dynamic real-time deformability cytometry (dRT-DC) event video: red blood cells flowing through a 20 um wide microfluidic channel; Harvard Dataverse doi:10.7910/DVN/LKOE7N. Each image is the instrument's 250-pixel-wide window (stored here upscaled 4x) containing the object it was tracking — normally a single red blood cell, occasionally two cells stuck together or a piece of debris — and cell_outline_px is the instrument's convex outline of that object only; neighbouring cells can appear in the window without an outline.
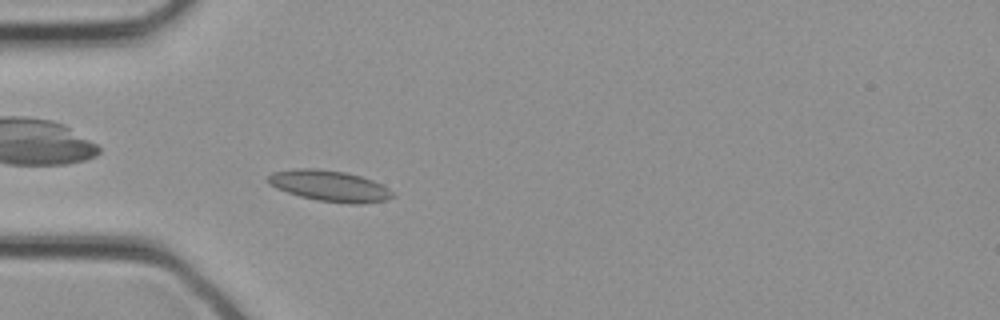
{"species": "common noctule bat (a hibernating species)", "species_latin": "Nyctalus noctula", "temperature_condition": "cold", "stored_images_in_passage": 30, "camera_frame_rate_fps": 3000, "um_per_image_px": 0.085, "animal": {"sex": "female", "body_mass_g": 21.9}, "frame": {"image": 1, "passage_image": 7, "time_ms": 2.0, "image_size_px": [1000, 320], "cell_outline_px": [[396, 196], [384, 200], [360, 204], [348, 204], [316, 200], [300, 196], [276, 188], [268, 184], [268, 176], [272, 172], [296, 168], [316, 168], [344, 172], [360, 176], [372, 180], [388, 188]], "centroid_in_image_um": [28.0, 15.8], "position_along_channel_um": 57.0, "area_um2": 22.43}}
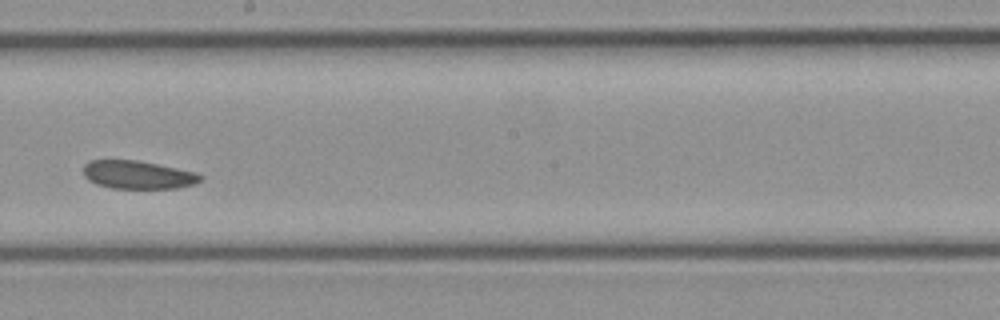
{"frame": {"image": 2, "passage_image": 16, "time_ms": 5.0, "image_size_px": [1000, 320], "cell_outline_px": [[204, 176], [196, 184], [176, 188], [112, 188], [96, 184], [88, 180], [84, 176], [84, 164], [88, 160], [136, 160], [196, 172]], "centroid_in_image_um": [11.71, 14.86], "position_along_channel_um": 236.5, "area_um2": 19.19}}
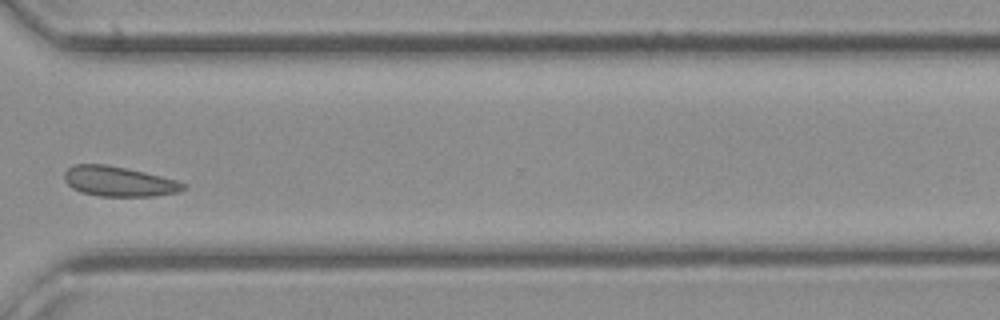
{"frame": {"image": 3, "passage_image": 22, "time_ms": 7.0, "image_size_px": [1000, 320], "cell_outline_px": [[188, 188], [180, 192], [152, 196], [100, 196], [80, 192], [72, 188], [64, 180], [64, 172], [68, 168], [76, 164], [108, 164], [144, 172], [176, 180], [188, 184]], "centroid_in_image_um": [10.12, 15.42], "position_along_channel_um": 360.5, "area_um2": 20.92}}